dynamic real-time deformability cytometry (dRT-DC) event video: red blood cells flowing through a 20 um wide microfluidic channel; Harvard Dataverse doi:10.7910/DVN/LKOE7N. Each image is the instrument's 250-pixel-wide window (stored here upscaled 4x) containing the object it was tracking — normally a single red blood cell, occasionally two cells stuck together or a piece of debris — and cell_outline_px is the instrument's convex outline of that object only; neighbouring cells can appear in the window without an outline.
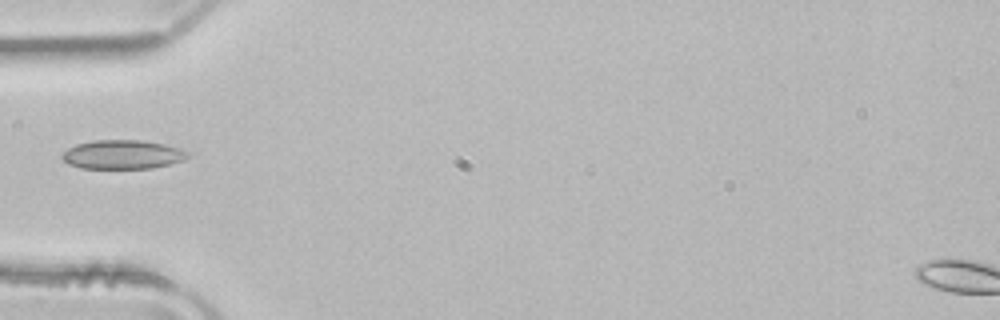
{"species": "common noctule bat (a hibernating species)", "species_latin": "Nyctalus noctula", "temperature_condition": "room temperature", "stored_images_in_passage": 35, "camera_frame_rate_fps": 3000, "um_per_image_px": 0.085, "animal": {"sex": "male", "body_mass_g": 21.5, "forearm_length_mm": 52.0}, "frame": {"image": 1, "passage_image": 1, "time_ms": 0.0, "image_size_px": [1000, 320], "cell_outline_px": [[192, 156], [184, 160], [152, 168], [80, 168], [68, 164], [60, 156], [68, 148], [76, 144], [92, 140], [140, 140], [164, 144], [180, 148], [188, 152]], "centroid_in_image_um": [10.42, 13.13], "position_along_channel_um": 74.6, "area_um2": 21.27}}
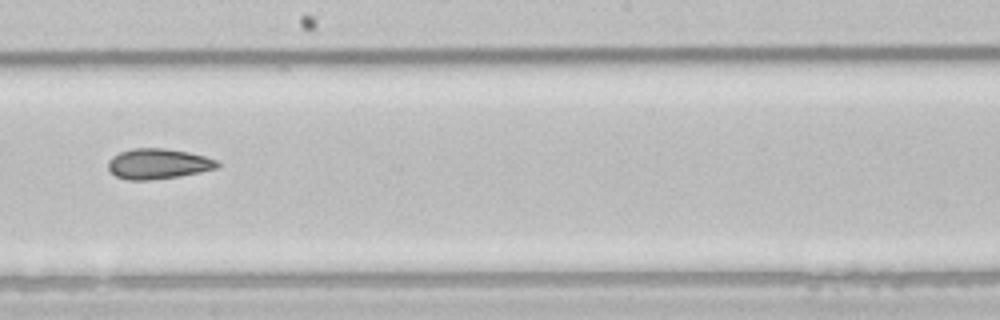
{"frame": {"image": 2, "passage_image": 13, "time_ms": 4.0, "image_size_px": [1000, 320], "cell_outline_px": [[220, 164], [216, 168], [200, 172], [180, 176], [148, 180], [124, 180], [116, 176], [108, 168], [108, 160], [112, 156], [120, 152], [132, 148], [164, 148], [188, 152], [204, 156], [216, 160]], "centroid_in_image_um": [13.41, 13.92], "position_along_channel_um": 234.8, "area_um2": 19.31}}
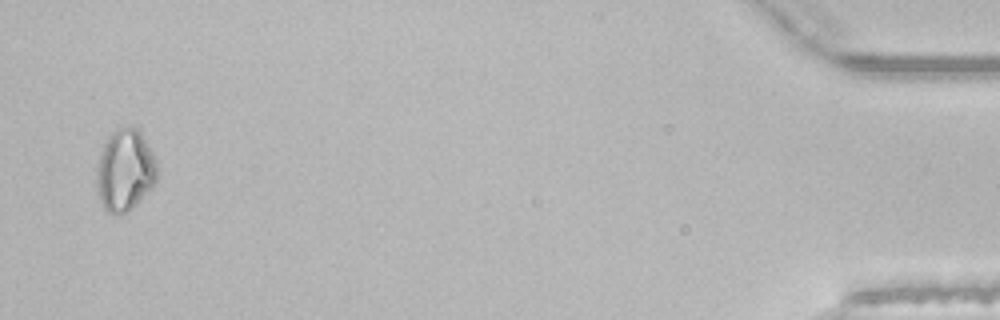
{"frame": {"image": 3, "passage_image": 34, "time_ms": 11.0, "image_size_px": [1000, 320], "cell_outline_px": [[156, 184], [128, 212], [116, 216], [112, 216], [104, 212], [96, 192], [96, 164], [100, 152], [104, 144], [112, 132], [116, 128], [128, 124], [136, 128], [152, 152], [156, 164]], "centroid_in_image_um": [10.57, 14.53], "position_along_channel_um": 424.6, "area_um2": 29.36}}